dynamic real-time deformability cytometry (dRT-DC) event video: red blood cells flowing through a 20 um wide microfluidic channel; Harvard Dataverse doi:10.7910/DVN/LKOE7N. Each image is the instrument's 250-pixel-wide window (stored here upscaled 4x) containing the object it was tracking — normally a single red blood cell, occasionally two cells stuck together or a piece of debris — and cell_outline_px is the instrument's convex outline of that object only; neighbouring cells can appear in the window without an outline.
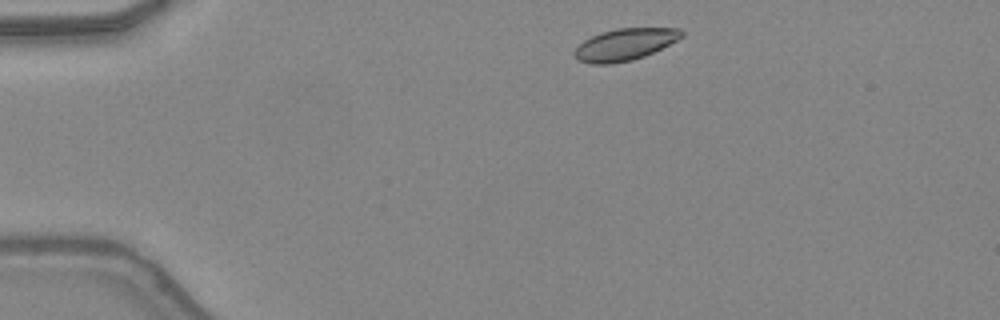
{"species": "common noctule bat (a hibernating species)", "species_latin": "Nyctalus noctula", "temperature_condition": "warm", "stored_images_in_passage": 33, "camera_frame_rate_fps": 3000, "um_per_image_px": 0.085, "animal": {"sex": "female", "body_mass_g": 24.6, "forearm_length_mm": 56.2}, "frame": {"image": 1, "passage_image": 2, "time_ms": 0.333, "image_size_px": [1000, 320], "cell_outline_px": [[684, 36], [644, 56], [632, 60], [612, 64], [588, 64], [576, 60], [572, 52], [584, 40], [600, 32], [616, 28], [680, 28], [684, 32]], "centroid_in_image_um": [53.06, 3.78], "position_along_channel_um": 31.9, "area_um2": 19.94}}
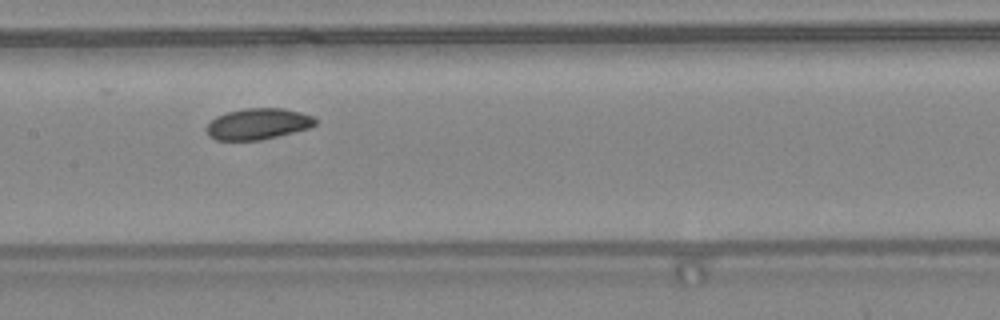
{"frame": {"image": 2, "passage_image": 17, "time_ms": 5.333, "image_size_px": [1000, 320], "cell_outline_px": [[316, 124], [312, 128], [260, 140], [216, 140], [208, 136], [204, 128], [216, 116], [228, 112], [244, 108], [284, 108], [300, 112], [312, 116], [316, 120]], "centroid_in_image_um": [21.92, 10.53], "position_along_channel_um": 185.5, "area_um2": 19.88}}
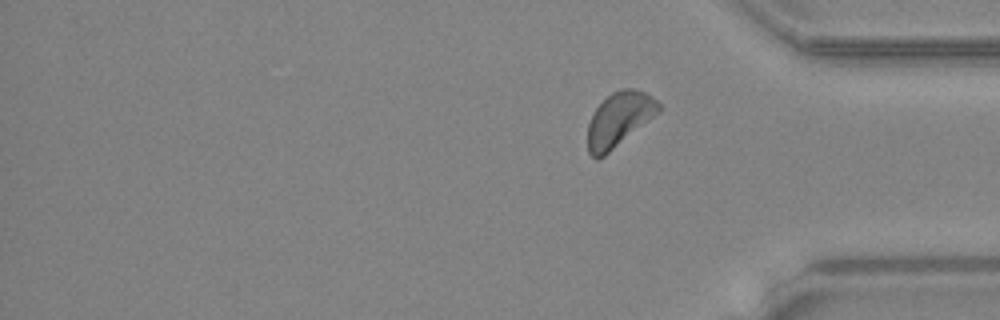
{"frame": {"image": 3, "passage_image": 33, "time_ms": 10.667, "image_size_px": [1000, 320], "cell_outline_px": [[660, 112], [604, 156], [596, 160], [588, 152], [588, 124], [592, 112], [612, 92], [624, 88], [632, 88], [644, 92], [652, 96], [660, 104]], "centroid_in_image_um": [52.62, 10.15], "position_along_channel_um": 382.6, "area_um2": 22.31}, "authors_computed_cell_mechanics": {"area_um2": 20.1722, "velocity_mm_per_s": 4.333, "shape_relaxation_time_tau1_ms": 4.5365, "shape_relaxation_time_tau2_ms": null, "deformation_change_tau1": 0.0737, "deformation_change_tau2": null}}